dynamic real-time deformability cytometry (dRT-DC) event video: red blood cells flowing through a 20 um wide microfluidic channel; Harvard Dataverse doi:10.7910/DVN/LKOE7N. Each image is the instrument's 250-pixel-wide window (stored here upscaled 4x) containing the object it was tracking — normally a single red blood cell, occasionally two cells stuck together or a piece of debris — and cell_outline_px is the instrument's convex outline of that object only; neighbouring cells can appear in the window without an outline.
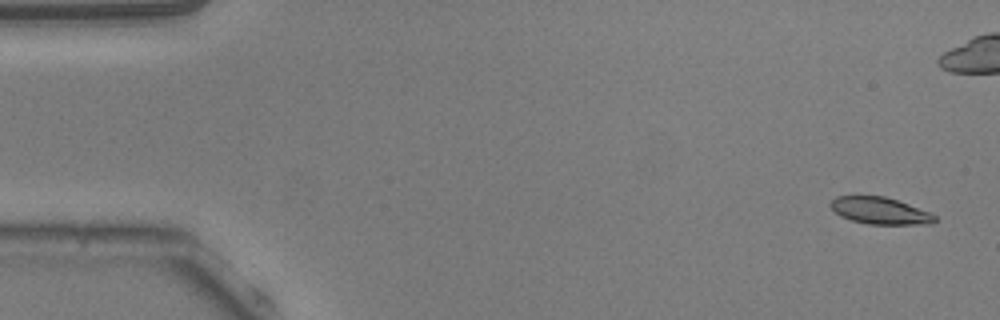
{"species": "common noctule bat (a hibernating species)", "species_latin": "Nyctalus noctula", "temperature_condition": "warm", "stored_images_in_passage": 7, "camera_frame_rate_fps": 3000, "um_per_image_px": 0.085, "animal": {"sex": "male", "body_mass_g": 20.5, "forearm_length_mm": 52.5}, "frame": {"image": 1, "passage_image": 1, "time_ms": 0.0, "image_size_px": [1000, 320], "cell_outline_px": [[936, 220], [932, 224], [868, 224], [852, 220], [840, 216], [828, 204], [836, 196], [884, 196], [908, 204], [928, 212], [936, 216]], "centroid_in_image_um": [74.78, 17.91], "position_along_channel_um": 10.2, "area_um2": 16.13}}